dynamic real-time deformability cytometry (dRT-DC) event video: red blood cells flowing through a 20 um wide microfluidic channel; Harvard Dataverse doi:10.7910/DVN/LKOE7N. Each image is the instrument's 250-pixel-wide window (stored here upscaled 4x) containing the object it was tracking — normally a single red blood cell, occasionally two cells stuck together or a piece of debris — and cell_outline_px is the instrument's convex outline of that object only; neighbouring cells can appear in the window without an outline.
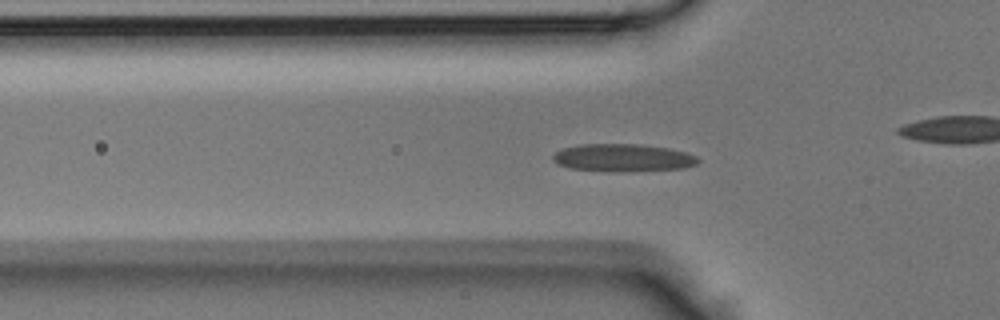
{"species": "Egyptian fruit bat (a non-hibernating species)", "species_latin": "Rousettus aegyptiacus", "temperature_condition": "room temperature", "stored_images_in_passage": 43, "camera_frame_rate_fps": 3000, "um_per_image_px": 0.085, "animal": {"sex": "male"}, "frame": {"image": 1, "passage_image": 13, "time_ms": 4.0, "image_size_px": [1000, 320], "cell_outline_px": [[700, 160], [696, 164], [684, 168], [624, 172], [616, 172], [568, 168], [556, 164], [552, 160], [552, 156], [556, 152], [564, 148], [580, 144], [640, 144], [668, 148], [684, 152], [696, 156]], "centroid_in_image_um": [52.92, 13.42], "position_along_channel_um": 72.9, "area_um2": 23.52}}
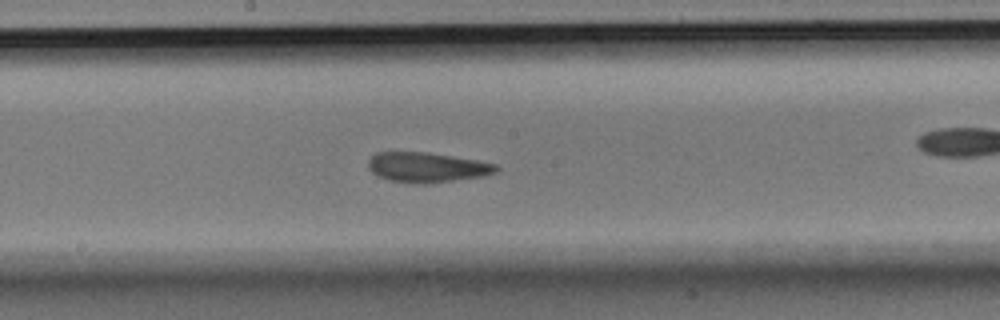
{"frame": {"image": 2, "passage_image": 22, "time_ms": 7.0, "image_size_px": [1000, 320], "cell_outline_px": [[500, 168], [496, 172], [484, 176], [428, 184], [416, 184], [388, 180], [376, 176], [368, 168], [368, 160], [376, 152], [428, 152], [476, 160], [496, 164]], "centroid_in_image_um": [36.27, 14.23], "position_along_channel_um": 211.9, "area_um2": 22.54}}
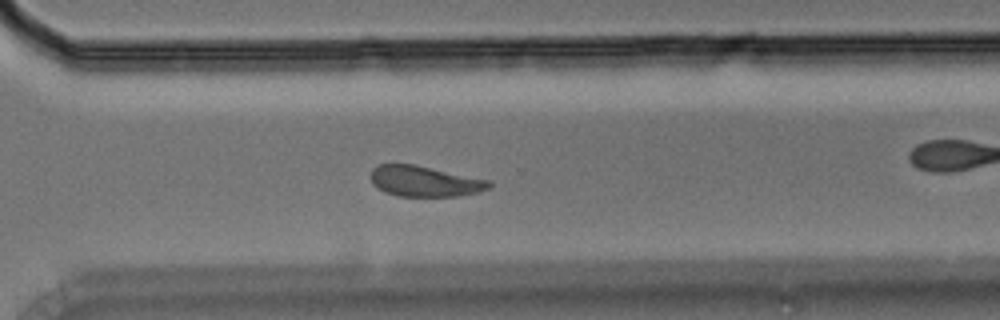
{"frame": {"image": 3, "passage_image": 30, "time_ms": 9.667, "image_size_px": [1000, 320], "cell_outline_px": [[492, 184], [488, 188], [476, 192], [460, 196], [396, 196], [384, 192], [376, 188], [372, 184], [372, 168], [376, 164], [416, 164], [492, 180]], "centroid_in_image_um": [36.09, 15.4], "position_along_channel_um": 334.5, "area_um2": 21.44}}